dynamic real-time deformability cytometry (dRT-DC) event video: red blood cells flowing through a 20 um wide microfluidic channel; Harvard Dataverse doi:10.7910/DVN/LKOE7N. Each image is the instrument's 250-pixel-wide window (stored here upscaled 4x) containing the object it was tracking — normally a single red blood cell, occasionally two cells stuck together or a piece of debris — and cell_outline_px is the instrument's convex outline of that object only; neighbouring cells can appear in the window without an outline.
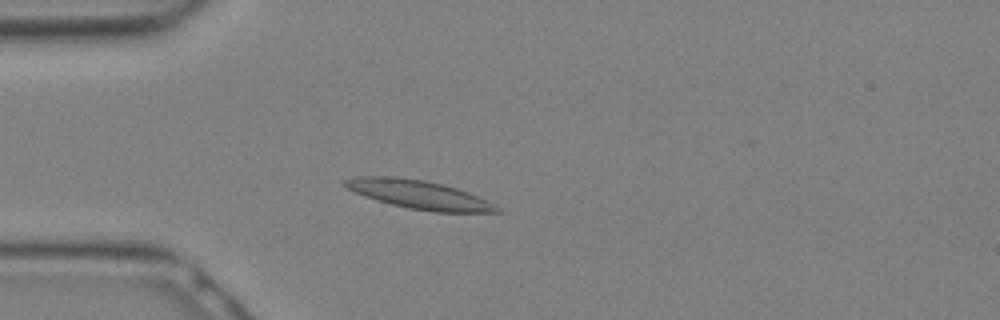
{"species": "Egyptian fruit bat (a non-hibernating species)", "species_latin": "Rousettus aegyptiacus", "temperature_condition": "warm", "stored_images_in_passage": 15, "camera_frame_rate_fps": 3000, "um_per_image_px": 0.085, "animal": {"sex": "female"}, "frame": {"image": 1, "passage_image": 5, "time_ms": 1.333, "image_size_px": [1000, 320], "cell_outline_px": [[504, 212], [432, 212], [408, 208], [392, 204], [364, 196], [348, 188], [344, 184], [344, 180], [360, 176], [396, 176], [424, 180], [456, 188], [468, 192], [500, 208]], "centroid_in_image_um": [35.61, 16.54], "position_along_channel_um": 49.4, "area_um2": 24.85}}
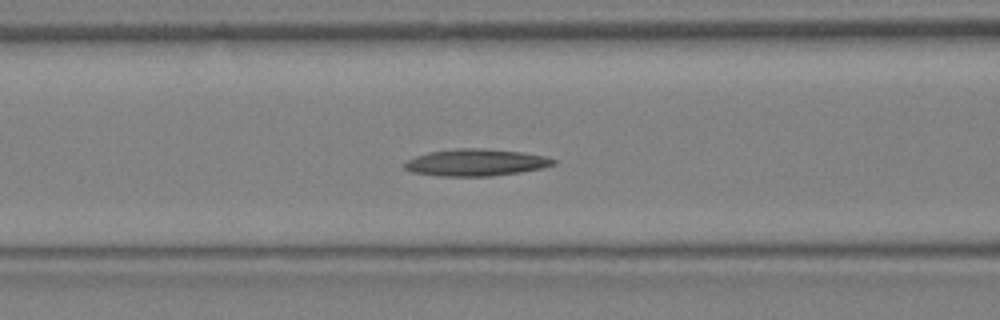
{"frame": {"image": 2, "passage_image": 9, "time_ms": 2.667, "image_size_px": [1000, 320], "cell_outline_px": [[556, 164], [544, 168], [520, 172], [492, 176], [436, 176], [412, 172], [404, 168], [404, 164], [408, 160], [416, 156], [428, 152], [456, 148], [480, 148], [524, 152], [544, 156], [556, 160]], "centroid_in_image_um": [40.46, 13.81], "position_along_channel_um": 126.1, "area_um2": 23.47}}
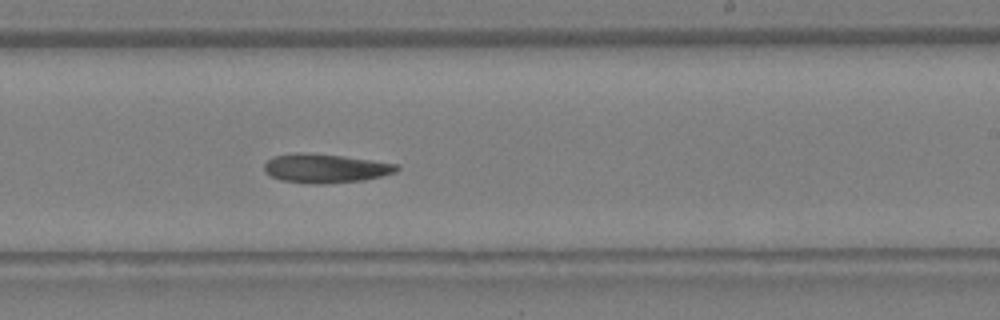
{"frame": {"image": 3, "passage_image": 15, "time_ms": 4.667, "image_size_px": [1000, 320], "cell_outline_px": [[400, 168], [396, 172], [364, 180], [324, 184], [280, 180], [264, 172], [264, 164], [272, 156], [296, 152], [304, 152], [344, 156], [372, 160], [396, 164]], "centroid_in_image_um": [27.63, 14.29], "position_along_channel_um": 261.4, "area_um2": 22.31}}